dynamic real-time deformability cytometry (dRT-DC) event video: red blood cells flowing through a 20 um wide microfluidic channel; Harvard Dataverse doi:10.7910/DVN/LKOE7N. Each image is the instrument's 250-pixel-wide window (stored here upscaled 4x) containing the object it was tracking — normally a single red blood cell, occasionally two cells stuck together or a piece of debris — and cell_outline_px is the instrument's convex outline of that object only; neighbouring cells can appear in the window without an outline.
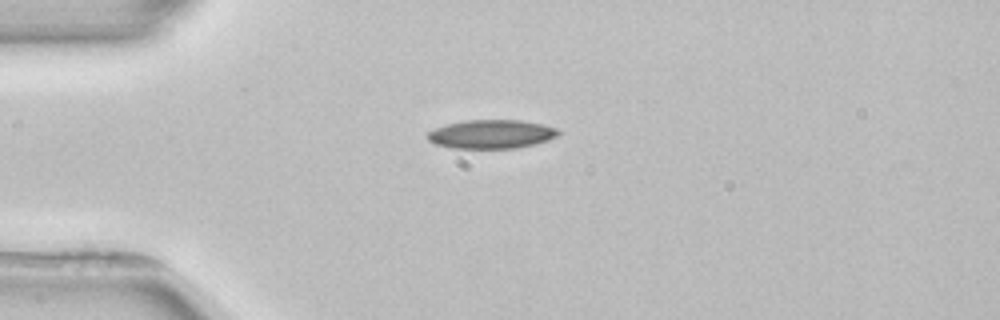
{"species": "common noctule bat (a hibernating species)", "species_latin": "Nyctalus noctula", "temperature_condition": "room temperature", "stored_images_in_passage": 4, "camera_frame_rate_fps": 3000, "um_per_image_px": 0.085, "animal": {"sex": "female", "body_mass_g": 22.7, "forearm_length_mm": 54.2}, "frame": {"image": 1, "passage_image": 3, "time_ms": 3.0, "image_size_px": [1000, 320], "cell_outline_px": [[560, 132], [556, 136], [548, 140], [536, 144], [516, 148], [452, 148], [436, 144], [428, 140], [428, 132], [436, 128], [448, 124], [468, 120], [520, 120], [544, 124], [560, 128]], "centroid_in_image_um": [41.83, 11.4], "position_along_channel_um": 43.2, "area_um2": 21.91}}